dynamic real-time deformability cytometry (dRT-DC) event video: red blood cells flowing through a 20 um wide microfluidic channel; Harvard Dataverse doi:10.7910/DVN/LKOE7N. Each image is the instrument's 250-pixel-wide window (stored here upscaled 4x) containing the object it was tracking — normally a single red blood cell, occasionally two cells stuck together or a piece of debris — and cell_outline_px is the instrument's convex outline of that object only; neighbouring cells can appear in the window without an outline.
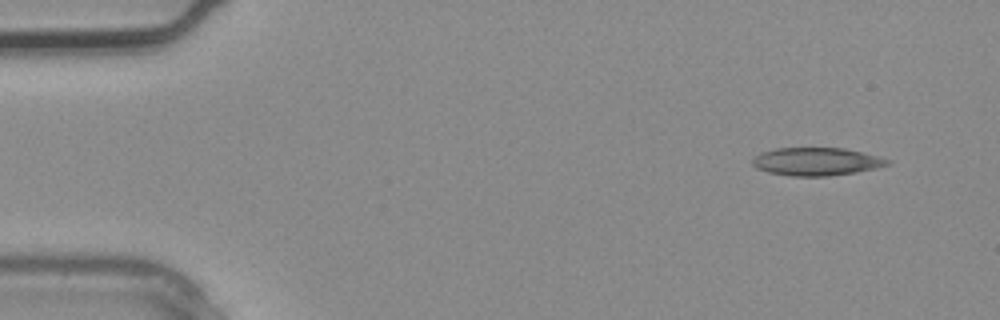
{"species": "common noctule bat (a hibernating species)", "species_latin": "Nyctalus noctula", "temperature_condition": "warm", "stored_images_in_passage": 3, "camera_frame_rate_fps": 3000, "um_per_image_px": 0.085, "animal": {"sex": "male", "body_mass_g": 20.4}, "frame": {"image": 1, "passage_image": 1, "time_ms": 0.0, "image_size_px": [1000, 320], "cell_outline_px": [[888, 164], [876, 168], [856, 172], [828, 176], [792, 176], [768, 172], [756, 168], [752, 164], [752, 160], [760, 152], [776, 148], [844, 148], [876, 156], [888, 160]], "centroid_in_image_um": [69.33, 13.73], "position_along_channel_um": 15.7, "area_um2": 21.73}}
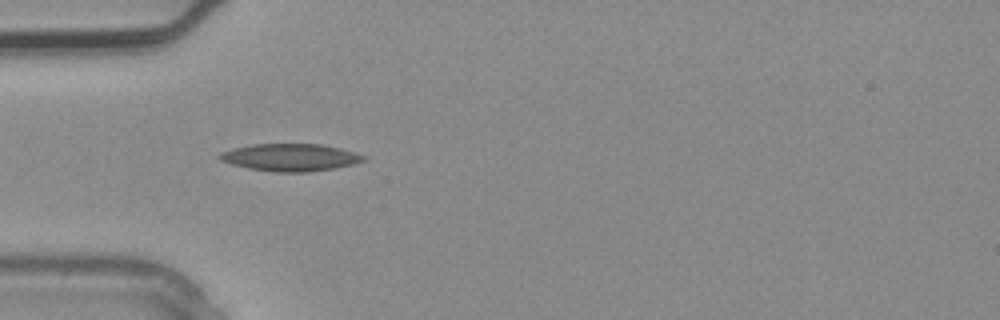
{"frame": {"image": 2, "passage_image": 3, "time_ms": 0.667, "image_size_px": [1000, 320], "cell_outline_px": [[368, 160], [336, 168], [308, 172], [276, 172], [248, 168], [232, 164], [220, 160], [216, 156], [220, 152], [232, 148], [252, 144], [320, 144], [340, 148], [356, 152], [368, 156]], "centroid_in_image_um": [24.7, 13.37], "position_along_channel_um": 60.3, "area_um2": 23.18}}